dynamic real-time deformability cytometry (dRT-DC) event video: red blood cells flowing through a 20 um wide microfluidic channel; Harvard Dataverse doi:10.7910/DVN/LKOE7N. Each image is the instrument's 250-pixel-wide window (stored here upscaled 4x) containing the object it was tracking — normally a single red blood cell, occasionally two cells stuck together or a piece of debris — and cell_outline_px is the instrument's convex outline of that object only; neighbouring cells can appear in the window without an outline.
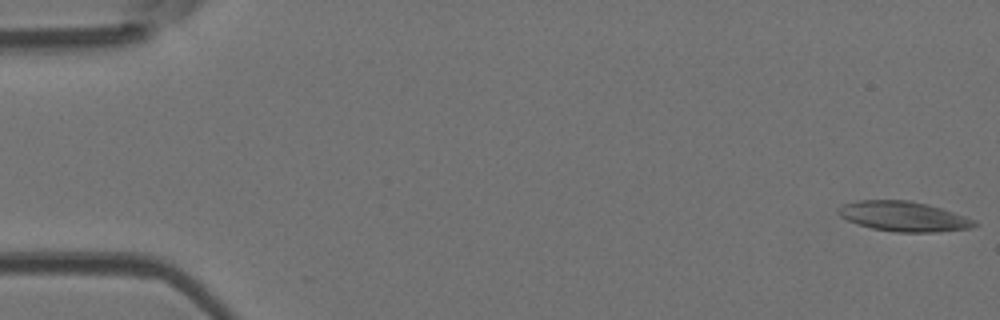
{"species": "Egyptian fruit bat (a non-hibernating species)", "species_latin": "Rousettus aegyptiacus", "temperature_condition": "room temperature", "stored_images_in_passage": 48, "camera_frame_rate_fps": 3000, "um_per_image_px": 0.085, "animal": {"sex": "female"}, "frame": {"image": 1, "passage_image": 1, "time_ms": 0.0, "image_size_px": [1000, 320], "cell_outline_px": [[980, 224], [972, 228], [936, 232], [896, 232], [872, 228], [848, 220], [840, 216], [836, 212], [836, 208], [840, 204], [856, 200], [908, 200], [928, 204], [976, 220]], "centroid_in_image_um": [76.79, 18.38], "position_along_channel_um": 8.2, "area_um2": 23.87}}
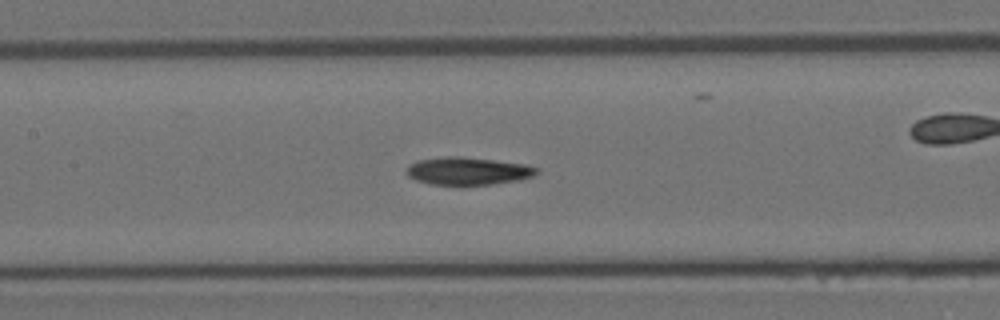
{"frame": {"image": 2, "passage_image": 24, "time_ms": 7.667, "image_size_px": [1000, 320], "cell_outline_px": [[540, 172], [532, 176], [520, 180], [492, 184], [460, 188], [428, 184], [416, 180], [408, 176], [404, 172], [408, 164], [416, 160], [444, 156], [460, 156], [524, 164], [540, 168]], "centroid_in_image_um": [39.71, 14.58], "position_along_channel_um": 167.7, "area_um2": 22.02}}
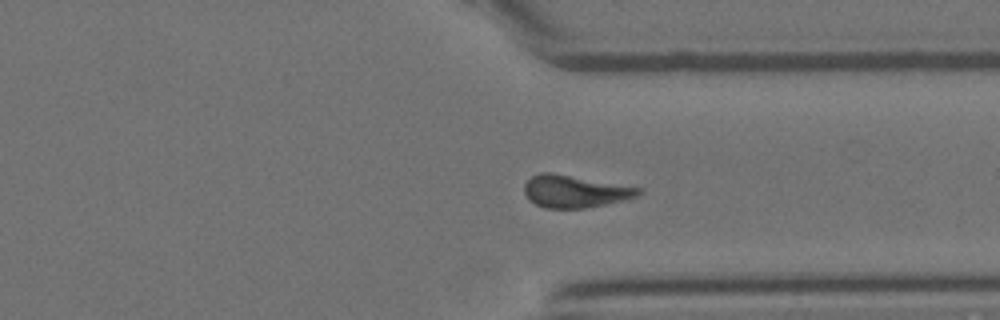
{"frame": {"image": 3, "passage_image": 39, "time_ms": 12.667, "image_size_px": [1000, 320], "cell_outline_px": [[644, 192], [636, 196], [604, 204], [584, 208], [544, 208], [528, 200], [524, 192], [524, 184], [532, 176], [540, 172], [552, 172], [644, 188]], "centroid_in_image_um": [48.85, 16.25], "position_along_channel_um": 362.6, "area_um2": 21.56}, "authors_computed_cell_mechanics": {"area_um2": 21.7039, "velocity_mm_per_s": 3.923, "shape_relaxation_time_tau1_ms": 8.197, "shape_relaxation_time_tau2_ms": 6.2577, "deformation_change_tau1": 0.2046, "deformation_change_tau2": 0.1688}}